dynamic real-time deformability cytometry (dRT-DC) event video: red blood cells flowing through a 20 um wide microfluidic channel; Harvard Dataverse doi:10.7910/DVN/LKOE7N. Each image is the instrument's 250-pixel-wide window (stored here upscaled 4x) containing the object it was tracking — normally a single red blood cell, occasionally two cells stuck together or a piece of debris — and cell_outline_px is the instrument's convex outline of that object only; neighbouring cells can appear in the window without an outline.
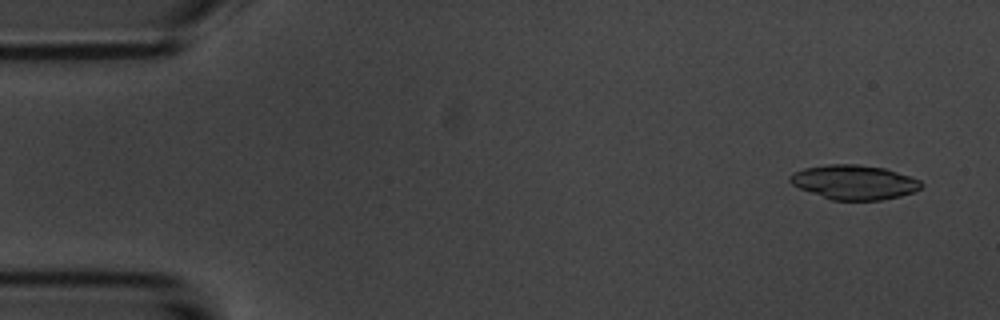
{"species": "common noctule bat (a hibernating species)", "species_latin": "Nyctalus noctula", "temperature_condition": "room temperature", "stored_images_in_passage": 5, "camera_frame_rate_fps": 3000, "um_per_image_px": 0.085, "animal": {"sex": "male", "body_mass_g": 20.1, "forearm_length_mm": 53.5}, "frame": {"image": 1, "passage_image": 1, "time_ms": 0.0, "image_size_px": [1000, 320], "cell_outline_px": [[924, 184], [920, 188], [912, 192], [900, 196], [880, 200], [832, 200], [800, 188], [792, 184], [788, 180], [788, 176], [792, 172], [804, 168], [828, 164], [856, 164], [884, 168], [920, 180]], "centroid_in_image_um": [72.57, 15.48], "position_along_channel_um": 12.4, "area_um2": 26.18}}
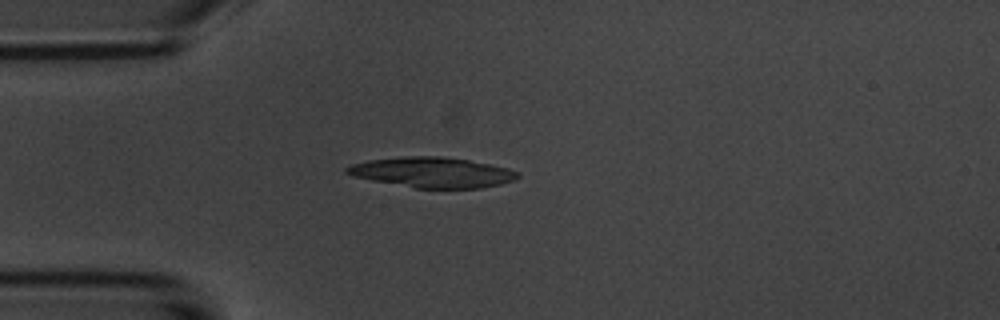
{"frame": {"image": 2, "passage_image": 4, "time_ms": 3.667, "image_size_px": [1000, 320], "cell_outline_px": [[520, 176], [512, 180], [500, 184], [480, 188], [416, 188], [372, 180], [352, 176], [344, 172], [344, 168], [352, 164], [368, 160], [404, 156], [440, 156], [468, 160], [508, 168], [520, 172]], "centroid_in_image_um": [36.72, 14.65], "position_along_channel_um": 48.3, "area_um2": 30.06}}